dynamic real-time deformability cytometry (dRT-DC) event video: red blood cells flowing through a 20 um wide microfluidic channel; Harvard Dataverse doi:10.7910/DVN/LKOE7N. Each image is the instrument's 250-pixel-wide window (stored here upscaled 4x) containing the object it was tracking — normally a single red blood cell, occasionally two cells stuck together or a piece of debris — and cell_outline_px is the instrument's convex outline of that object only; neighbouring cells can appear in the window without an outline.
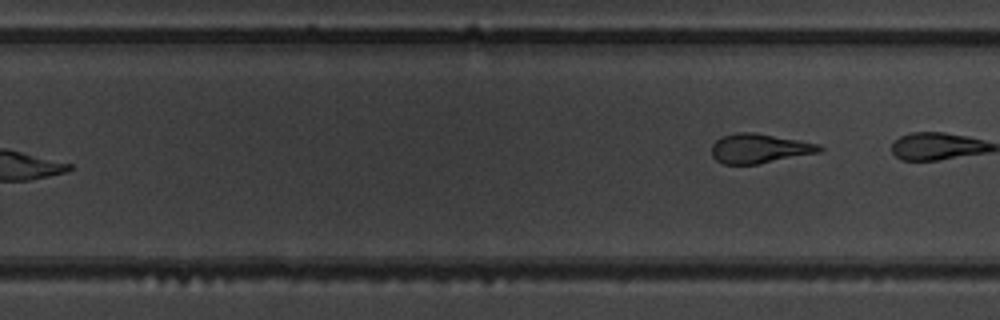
{"species": "common noctule bat (a hibernating species)", "species_latin": "Nyctalus noctula", "temperature_condition": "warm", "stored_images_in_passage": 10, "camera_frame_rate_fps": 3000, "um_per_image_px": 0.085, "animal": {"sex": "male", "body_mass_g": 19.5, "forearm_length_mm": 54.6}, "frame": {"image": 1, "passage_image": 10, "time_ms": 11.667, "image_size_px": [1000, 320], "cell_outline_px": [[824, 148], [820, 152], [756, 164], [724, 164], [716, 160], [712, 156], [712, 144], [720, 136], [736, 132], [756, 132], [800, 140], [820, 144]], "centroid_in_image_um": [64.53, 12.6], "position_along_channel_um": 265.3, "area_um2": 18.61}}